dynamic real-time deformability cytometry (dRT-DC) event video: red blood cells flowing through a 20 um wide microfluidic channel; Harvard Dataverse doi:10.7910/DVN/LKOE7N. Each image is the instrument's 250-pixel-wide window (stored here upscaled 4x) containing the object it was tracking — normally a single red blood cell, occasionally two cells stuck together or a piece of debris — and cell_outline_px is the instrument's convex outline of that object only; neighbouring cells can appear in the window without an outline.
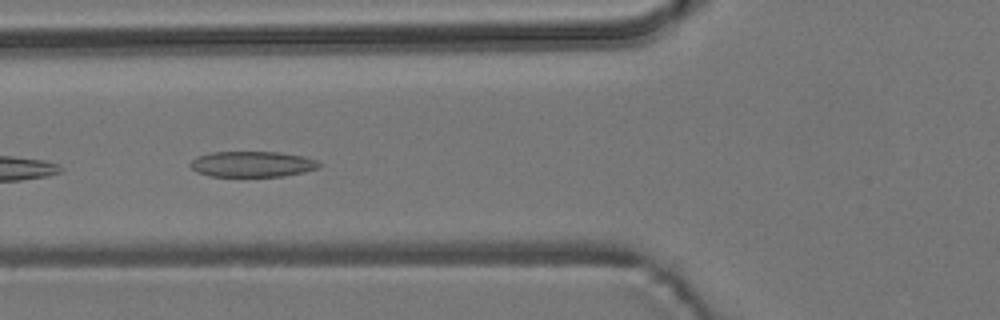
{"species": "common noctule bat (a hibernating species)", "species_latin": "Nyctalus noctula", "temperature_condition": "room temperature", "stored_images_in_passage": 6, "camera_frame_rate_fps": 3000, "um_per_image_px": 0.085, "animal": {"sex": "male", "body_mass_g": 19.2, "forearm_length_mm": 51.8}, "frame": {"image": 1, "passage_image": 4, "time_ms": 4.333, "image_size_px": [1000, 320], "cell_outline_px": [[324, 164], [320, 168], [304, 172], [284, 176], [208, 176], [196, 172], [188, 164], [196, 156], [212, 152], [280, 152], [304, 156], [316, 160]], "centroid_in_image_um": [21.46, 13.95], "position_along_channel_um": 104.3, "area_um2": 19.54}}
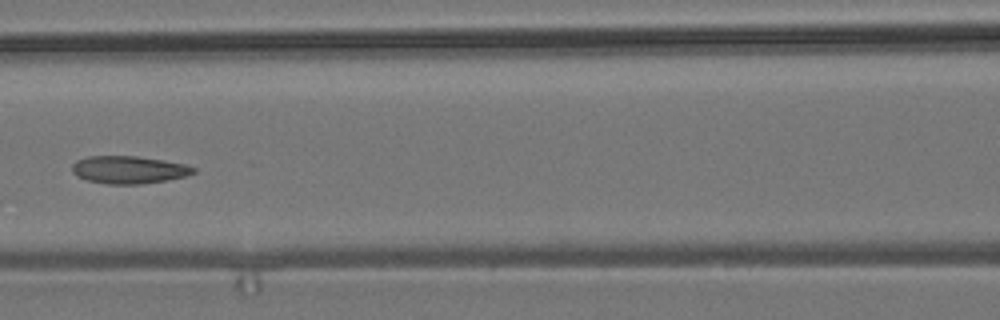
{"frame": {"image": 2, "passage_image": 5, "time_ms": 5.667, "image_size_px": [1000, 320], "cell_outline_px": [[196, 172], [184, 176], [164, 180], [140, 184], [108, 184], [88, 180], [76, 176], [72, 172], [72, 164], [76, 160], [88, 156], [136, 156], [184, 164], [196, 168]], "centroid_in_image_um": [10.9, 14.42], "position_along_channel_um": 155.7, "area_um2": 19.31}}
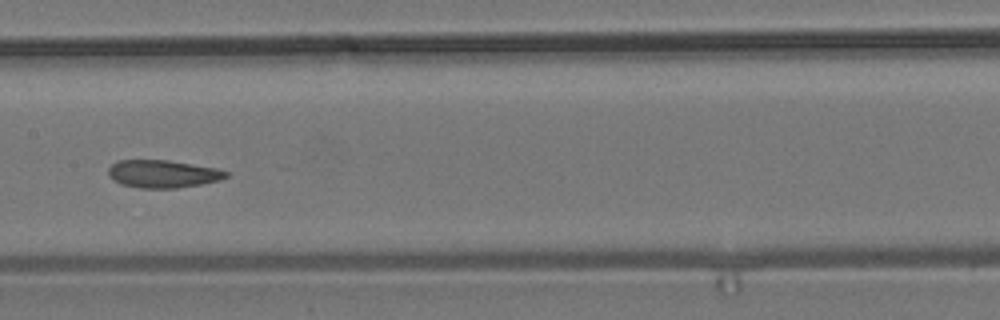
{"frame": {"image": 3, "passage_image": 6, "time_ms": 6.667, "image_size_px": [1000, 320], "cell_outline_px": [[228, 176], [220, 180], [200, 184], [176, 188], [140, 188], [120, 184], [112, 180], [108, 176], [108, 168], [116, 160], [168, 160], [216, 168], [228, 172]], "centroid_in_image_um": [13.79, 14.78], "position_along_channel_um": 193.6, "area_um2": 19.07}}